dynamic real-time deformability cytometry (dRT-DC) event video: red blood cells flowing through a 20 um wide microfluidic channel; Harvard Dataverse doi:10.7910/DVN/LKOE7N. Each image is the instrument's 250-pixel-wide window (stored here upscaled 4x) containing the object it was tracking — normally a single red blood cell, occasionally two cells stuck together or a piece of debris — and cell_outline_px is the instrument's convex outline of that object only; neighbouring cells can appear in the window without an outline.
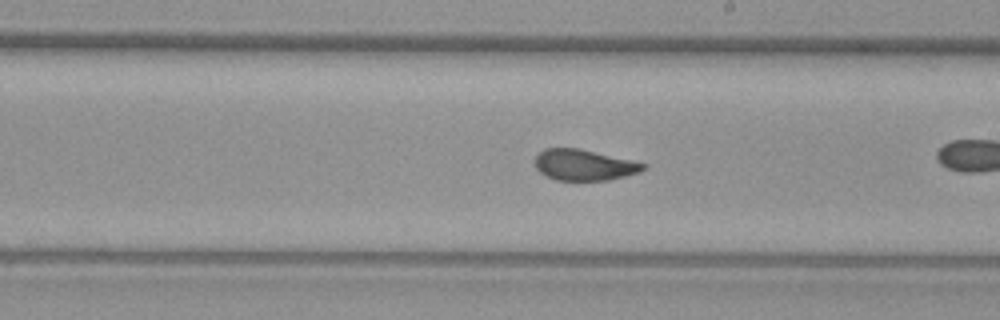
{"species": "common noctule bat (a hibernating species)", "species_latin": "Nyctalus noctula", "temperature_condition": "warm", "stored_images_in_passage": 43, "camera_frame_rate_fps": 3000, "um_per_image_px": 0.085, "animal": {"sex": "female", "body_mass_g": 29.2, "forearm_length_mm": 56.3}, "frame": {"image": 1, "passage_image": 31, "time_ms": 10.0, "image_size_px": [1000, 320], "cell_outline_px": [[648, 164], [640, 172], [608, 180], [556, 180], [544, 176], [536, 168], [536, 156], [544, 148], [580, 148], [632, 160]], "centroid_in_image_um": [49.64, 14.02], "position_along_channel_um": 239.4, "area_um2": 19.54}}